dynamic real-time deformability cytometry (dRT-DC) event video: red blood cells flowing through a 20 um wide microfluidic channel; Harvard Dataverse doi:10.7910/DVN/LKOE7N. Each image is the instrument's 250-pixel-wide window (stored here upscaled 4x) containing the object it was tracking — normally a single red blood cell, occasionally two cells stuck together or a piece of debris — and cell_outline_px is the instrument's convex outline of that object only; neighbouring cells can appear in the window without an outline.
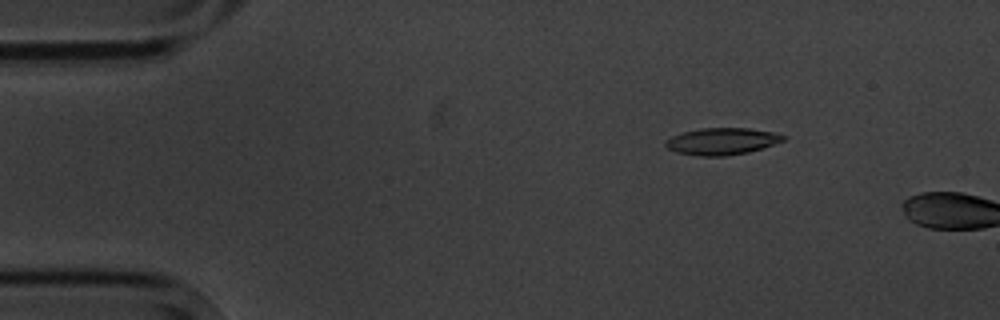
{"species": "common noctule bat (a hibernating species)", "species_latin": "Nyctalus noctula", "temperature_condition": "cold", "stored_images_in_passage": 4, "camera_frame_rate_fps": 3000, "um_per_image_px": 0.085, "animal": {"sex": "male", "body_mass_g": 20.1, "forearm_length_mm": 53.5}, "frame": {"image": 1, "passage_image": 3, "time_ms": 2.333, "image_size_px": [1000, 320], "cell_outline_px": [[788, 136], [784, 140], [748, 152], [724, 156], [700, 156], [676, 152], [668, 148], [664, 144], [664, 140], [672, 136], [684, 132], [700, 128], [748, 128], [772, 132]], "centroid_in_image_um": [61.33, 12.01], "position_along_channel_um": 23.7, "area_um2": 18.26}}